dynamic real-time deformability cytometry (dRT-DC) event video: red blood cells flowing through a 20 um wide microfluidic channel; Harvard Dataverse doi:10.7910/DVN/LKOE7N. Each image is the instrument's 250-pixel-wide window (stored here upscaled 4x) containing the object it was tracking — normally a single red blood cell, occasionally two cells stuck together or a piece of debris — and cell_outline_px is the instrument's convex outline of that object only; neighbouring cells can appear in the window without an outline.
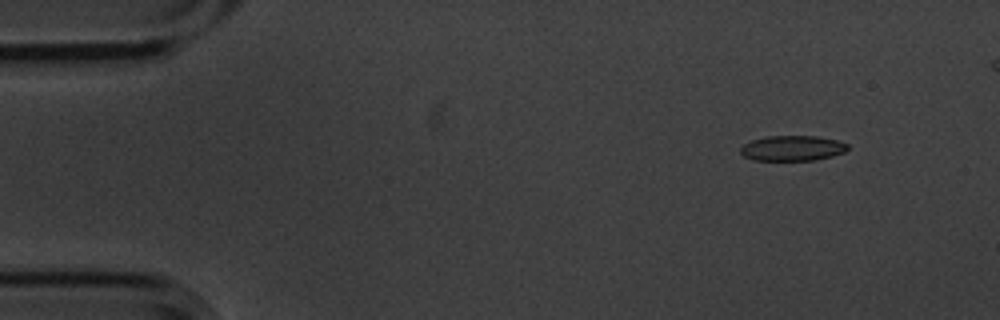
{"species": "common noctule bat (a hibernating species)", "species_latin": "Nyctalus noctula", "temperature_condition": "cold", "stored_images_in_passage": 4, "camera_frame_rate_fps": 3000, "um_per_image_px": 0.085, "animal": {"sex": "male", "body_mass_g": 20.1, "forearm_length_mm": 53.5}, "frame": {"image": 1, "passage_image": 1, "time_ms": 0.0, "image_size_px": [1000, 320], "cell_outline_px": [[848, 148], [844, 152], [832, 156], [816, 160], [752, 160], [744, 156], [740, 152], [740, 148], [744, 144], [752, 140], [764, 136], [816, 136], [836, 140], [848, 144]], "centroid_in_image_um": [67.33, 12.59], "position_along_channel_um": 17.7, "area_um2": 15.78}}